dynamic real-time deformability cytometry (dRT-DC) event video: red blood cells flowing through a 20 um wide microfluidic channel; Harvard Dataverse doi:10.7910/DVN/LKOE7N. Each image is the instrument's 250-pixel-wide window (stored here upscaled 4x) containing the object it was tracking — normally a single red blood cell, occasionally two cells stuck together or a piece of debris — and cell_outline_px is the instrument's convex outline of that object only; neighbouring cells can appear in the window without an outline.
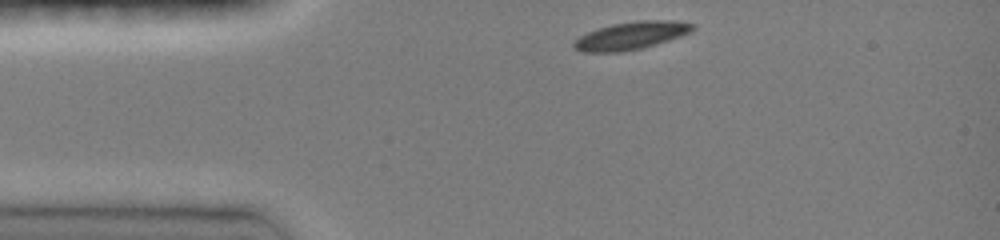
{"species": "common noctule bat (a hibernating species)", "species_latin": "Nyctalus noctula", "temperature_condition": "room temperature", "stored_images_in_passage": 34, "camera_frame_rate_fps": 3000, "um_per_image_px": 0.085, "animal": {"sex": "female", "body_mass_g": 19.0, "forearm_length_mm": 51.5}, "frame": {"image": 1, "passage_image": 1, "time_ms": 0.0, "image_size_px": [1000, 240], "cell_outline_px": [[696, 28], [692, 32], [656, 44], [624, 52], [584, 52], [576, 48], [572, 44], [580, 36], [588, 32], [612, 24], [640, 20], [676, 20], [692, 24]], "centroid_in_image_um": [53.68, 3.02], "position_along_channel_um": 31.3, "area_um2": 19.02}}
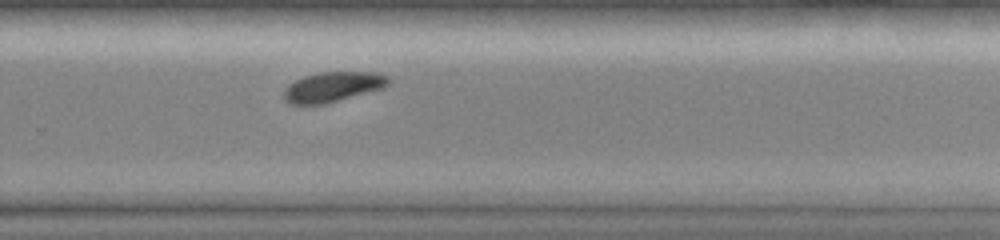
{"frame": {"image": 2, "passage_image": 24, "time_ms": 7.667, "image_size_px": [1000, 240], "cell_outline_px": [[392, 80], [384, 88], [324, 104], [292, 104], [284, 100], [284, 92], [296, 80], [304, 76], [316, 72], [380, 72], [388, 76]], "centroid_in_image_um": [28.36, 7.37], "position_along_channel_um": 301.4, "area_um2": 18.21}}
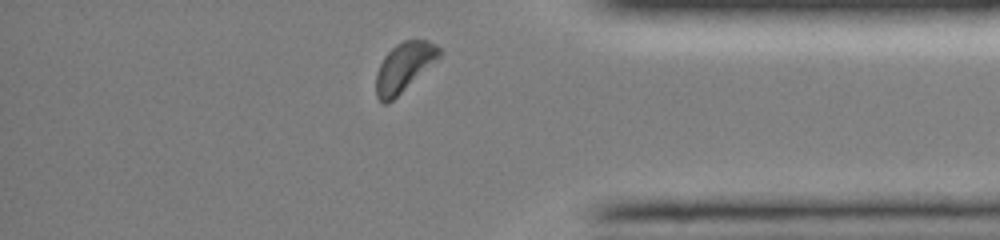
{"frame": {"image": 3, "passage_image": 32, "time_ms": 10.333, "image_size_px": [1000, 240], "cell_outline_px": [[440, 56], [388, 104], [384, 104], [376, 96], [376, 72], [384, 56], [396, 44], [404, 40], [428, 40], [436, 44], [440, 48]], "centroid_in_image_um": [34.31, 5.69], "position_along_channel_um": 400.9, "area_um2": 17.69}, "authors_computed_cell_mechanics": {"area_um2": 19.4497, "velocity_mm_per_s": 3.9944, "shape_relaxation_time_tau1_ms": 1.9175, "shape_relaxation_time_tau2_ms": null, "deformation_change_tau1": 0.0749, "deformation_change_tau2": null}}